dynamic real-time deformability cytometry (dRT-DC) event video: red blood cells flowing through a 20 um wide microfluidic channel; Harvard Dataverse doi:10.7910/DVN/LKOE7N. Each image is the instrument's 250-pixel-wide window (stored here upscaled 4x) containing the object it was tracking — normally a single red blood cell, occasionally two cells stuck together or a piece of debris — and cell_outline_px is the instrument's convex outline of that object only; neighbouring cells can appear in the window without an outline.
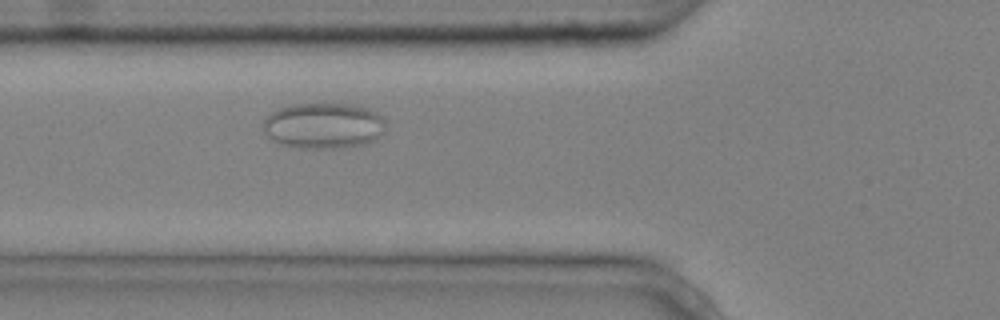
{"species": "common noctule bat (a hibernating species)", "species_latin": "Nyctalus noctula", "temperature_condition": "cold", "stored_images_in_passage": 3, "camera_frame_rate_fps": 3000, "um_per_image_px": 0.085, "animal": {"sex": "male", "body_mass_g": 20.4}, "frame": {"image": 1, "passage_image": 3, "time_ms": 0.667, "image_size_px": [1000, 320], "cell_outline_px": [[384, 132], [372, 140], [364, 144], [336, 148], [296, 148], [280, 144], [272, 140], [264, 132], [260, 124], [272, 112], [280, 108], [292, 104], [352, 104], [368, 108], [376, 112], [384, 120]], "centroid_in_image_um": [27.46, 10.68], "position_along_channel_um": 98.3, "area_um2": 32.77}}